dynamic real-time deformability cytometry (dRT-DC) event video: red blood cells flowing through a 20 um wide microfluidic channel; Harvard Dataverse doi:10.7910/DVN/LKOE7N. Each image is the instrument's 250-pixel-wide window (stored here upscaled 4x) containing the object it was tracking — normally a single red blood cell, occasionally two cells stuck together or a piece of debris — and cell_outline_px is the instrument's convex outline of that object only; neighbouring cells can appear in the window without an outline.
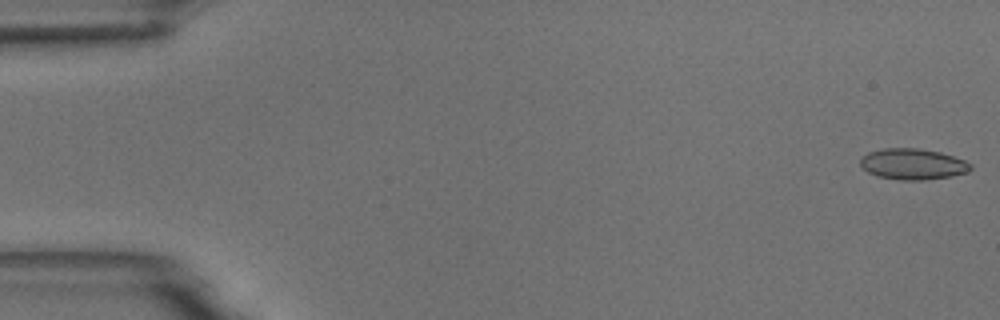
{"species": "common noctule bat (a hibernating species)", "species_latin": "Nyctalus noctula", "temperature_condition": "room temperature", "stored_images_in_passage": 56, "segment_of_instrument_passage": [1, 2], "camera_frame_rate_fps": 3000, "um_per_image_px": 0.085, "animal": {"sex": "male", "body_mass_g": 18.8}, "frame": {"image": 1, "passage_image": 1, "time_ms": 0.0, "image_size_px": [1000, 320], "cell_outline_px": [[972, 168], [968, 172], [948, 176], [924, 180], [900, 180], [880, 176], [868, 172], [860, 164], [860, 160], [868, 152], [884, 148], [920, 148], [940, 152], [964, 160], [972, 164]], "centroid_in_image_um": [77.6, 13.94], "position_along_channel_um": 7.4, "area_um2": 19.71}}
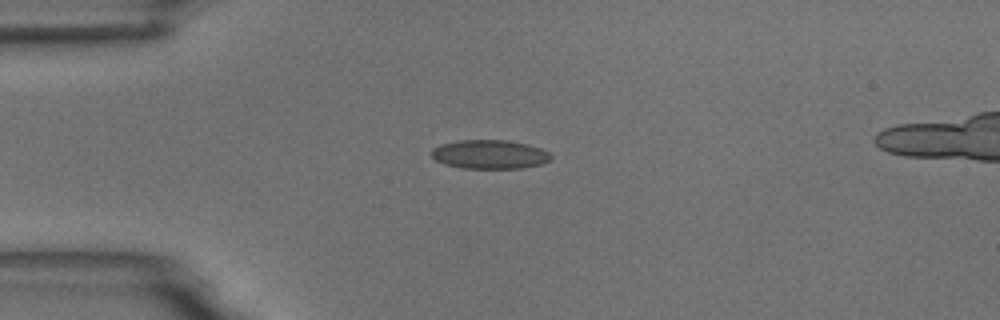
{"frame": {"image": 2, "passage_image": 14, "time_ms": 4.333, "image_size_px": [1000, 320], "cell_outline_px": [[552, 156], [548, 160], [540, 164], [520, 168], [464, 168], [444, 164], [436, 160], [432, 156], [432, 148], [440, 144], [456, 140], [504, 140], [528, 144], [540, 148], [548, 152]], "centroid_in_image_um": [41.59, 13.11], "position_along_channel_um": 43.4, "area_um2": 20.0}}
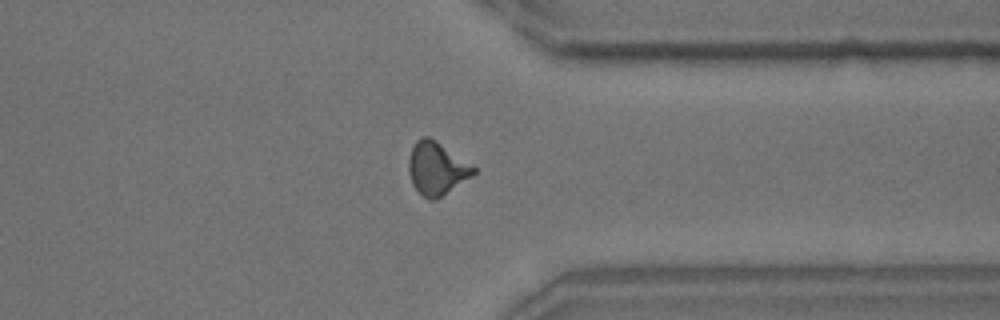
{"frame": {"image": 3, "passage_image": 43, "time_ms": 14.0, "image_size_px": [1000, 320], "cell_outline_px": [[476, 172], [436, 200], [428, 200], [412, 184], [408, 172], [408, 160], [412, 148], [416, 140], [424, 136], [428, 136], [436, 140], [472, 164], [476, 168]], "centroid_in_image_um": [37.1, 14.3], "position_along_channel_um": 374.3, "area_um2": 19.83}}